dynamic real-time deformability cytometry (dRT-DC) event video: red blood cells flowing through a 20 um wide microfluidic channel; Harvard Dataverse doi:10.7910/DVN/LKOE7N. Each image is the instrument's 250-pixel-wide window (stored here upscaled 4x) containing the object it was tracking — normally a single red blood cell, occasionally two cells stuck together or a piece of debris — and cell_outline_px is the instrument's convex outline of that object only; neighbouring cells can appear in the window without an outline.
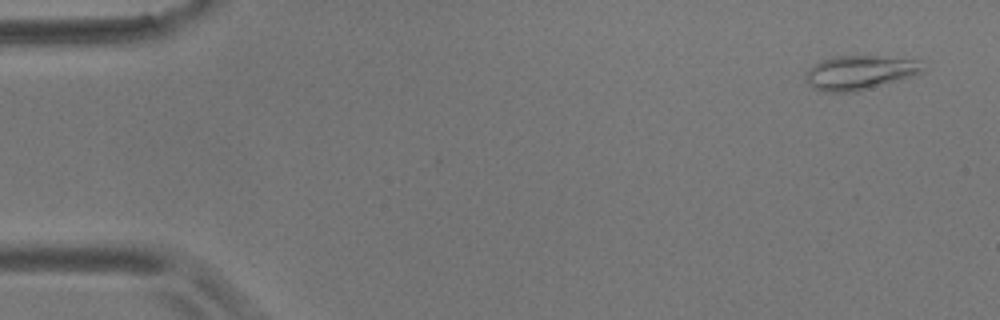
{"species": "common noctule bat (a hibernating species)", "species_latin": "Nyctalus noctula", "temperature_condition": "room temperature", "stored_images_in_passage": 5, "camera_frame_rate_fps": 3000, "um_per_image_px": 0.085, "animal": {"sex": "male", "body_mass_g": 17.9}, "frame": {"image": 1, "passage_image": 1, "time_ms": 0.0, "image_size_px": [1000, 320], "cell_outline_px": [[924, 72], [912, 76], [856, 92], [828, 92], [812, 88], [804, 80], [804, 72], [820, 60], [832, 56], [880, 56], [924, 60]], "centroid_in_image_um": [73.07, 6.16], "position_along_channel_um": 11.9, "area_um2": 23.76}}